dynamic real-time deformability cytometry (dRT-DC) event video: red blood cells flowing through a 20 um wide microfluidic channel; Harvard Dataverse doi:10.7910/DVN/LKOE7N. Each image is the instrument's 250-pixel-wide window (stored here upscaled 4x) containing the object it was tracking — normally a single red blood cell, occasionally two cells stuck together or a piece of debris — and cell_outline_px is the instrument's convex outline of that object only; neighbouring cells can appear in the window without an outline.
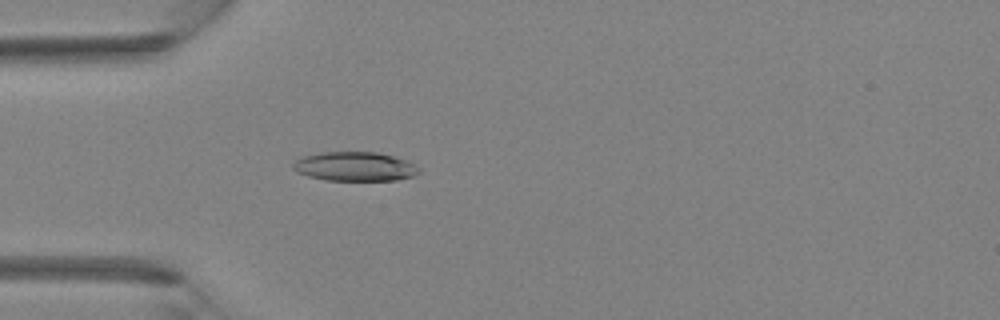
{"species": "Egyptian fruit bat (a non-hibernating species)", "species_latin": "Rousettus aegyptiacus", "temperature_condition": "room temperature", "stored_images_in_passage": 41, "camera_frame_rate_fps": 3000, "um_per_image_px": 0.085, "animal": {"sex": "female"}, "frame": {"image": 1, "passage_image": 12, "time_ms": 3.667, "image_size_px": [1000, 320], "cell_outline_px": [[420, 172], [412, 176], [396, 180], [324, 180], [308, 176], [296, 172], [292, 168], [292, 164], [296, 160], [304, 156], [320, 152], [376, 152], [392, 156], [404, 160], [420, 168]], "centroid_in_image_um": [30.11, 14.15], "position_along_channel_um": 54.9, "area_um2": 21.27}}
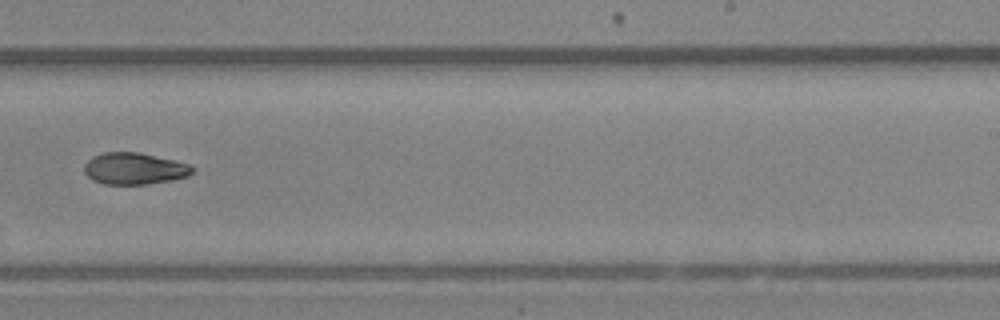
{"frame": {"image": 2, "passage_image": 26, "time_ms": 8.333, "image_size_px": [1000, 320], "cell_outline_px": [[196, 168], [188, 176], [172, 180], [148, 184], [104, 184], [92, 180], [84, 172], [84, 164], [92, 156], [104, 152], [140, 152], [176, 160], [188, 164]], "centroid_in_image_um": [11.42, 14.32], "position_along_channel_um": 277.6, "area_um2": 20.17}}
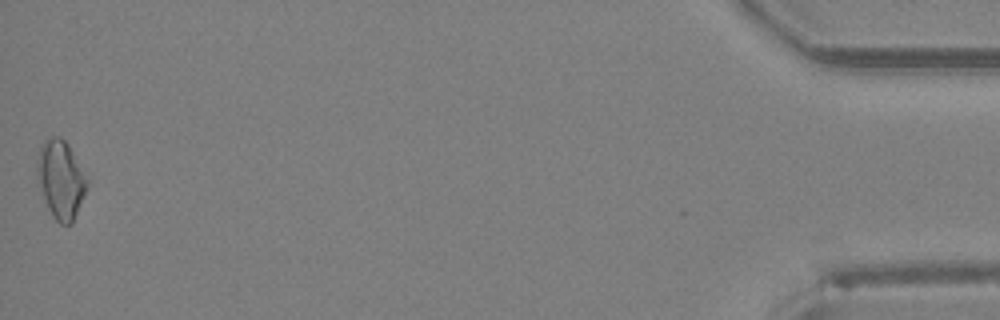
{"frame": {"image": 3, "passage_image": 41, "time_ms": 13.333, "image_size_px": [1000, 320], "cell_outline_px": [[88, 188], [72, 224], [60, 224], [52, 216], [48, 208], [36, 180], [36, 160], [40, 148], [44, 140], [52, 136], [60, 136], [64, 140], [88, 180]], "centroid_in_image_um": [5.14, 15.28], "position_along_channel_um": 430.1, "area_um2": 22.72}}